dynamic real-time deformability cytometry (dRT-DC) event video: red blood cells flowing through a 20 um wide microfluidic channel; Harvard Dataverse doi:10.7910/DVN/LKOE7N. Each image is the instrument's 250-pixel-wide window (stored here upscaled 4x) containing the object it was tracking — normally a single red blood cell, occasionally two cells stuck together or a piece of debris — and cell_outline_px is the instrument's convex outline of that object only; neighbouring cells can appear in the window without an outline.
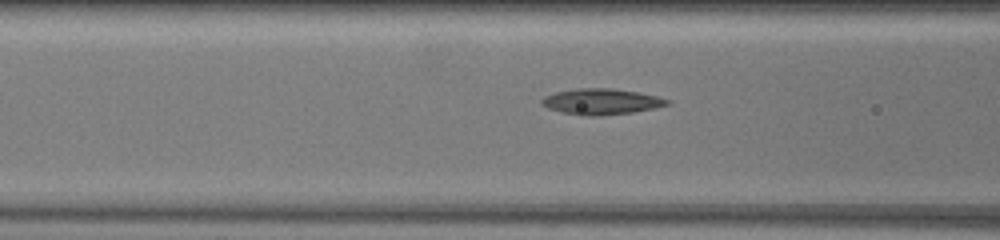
{"species": "common noctule bat (a hibernating species)", "species_latin": "Nyctalus noctula", "temperature_condition": "warm", "stored_images_in_passage": 14, "camera_frame_rate_fps": 3000, "um_per_image_px": 0.085, "animal": {"sex": "female", "body_mass_g": 19.5, "forearm_length_mm": 54.1}, "frame": {"image": 1, "passage_image": 12, "time_ms": 3.667, "image_size_px": [1000, 240], "cell_outline_px": [[672, 104], [632, 112], [596, 116], [588, 116], [564, 112], [548, 108], [540, 100], [556, 92], [576, 88], [612, 88], [636, 92], [656, 96], [668, 100]], "centroid_in_image_um": [51.13, 8.63], "position_along_channel_um": 115.5, "area_um2": 18.44}}